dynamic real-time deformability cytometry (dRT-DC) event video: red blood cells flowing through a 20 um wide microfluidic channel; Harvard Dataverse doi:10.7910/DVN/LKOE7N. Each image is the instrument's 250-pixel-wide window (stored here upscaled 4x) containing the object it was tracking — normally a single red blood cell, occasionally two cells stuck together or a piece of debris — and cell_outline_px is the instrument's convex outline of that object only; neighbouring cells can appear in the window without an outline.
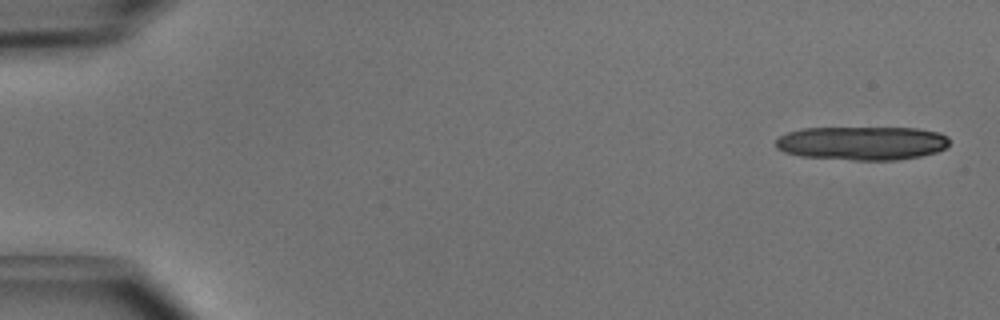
{"species": "common noctule bat (a hibernating species)", "species_latin": "Nyctalus noctula", "temperature_condition": "cold", "stored_images_in_passage": 6, "camera_frame_rate_fps": 3000, "um_per_image_px": 0.085, "animal": {"sex": "male", "body_mass_g": 15.6}, "frame": {"image": 1, "passage_image": 1, "time_ms": 0.0, "image_size_px": [1000, 320], "cell_outline_px": [[948, 144], [944, 148], [936, 152], [920, 156], [896, 160], [852, 160], [800, 156], [784, 152], [776, 148], [776, 140], [780, 136], [788, 132], [804, 128], [916, 128], [940, 132], [948, 136]], "centroid_in_image_um": [73.27, 12.17], "position_along_channel_um": 11.7, "area_um2": 34.16}}
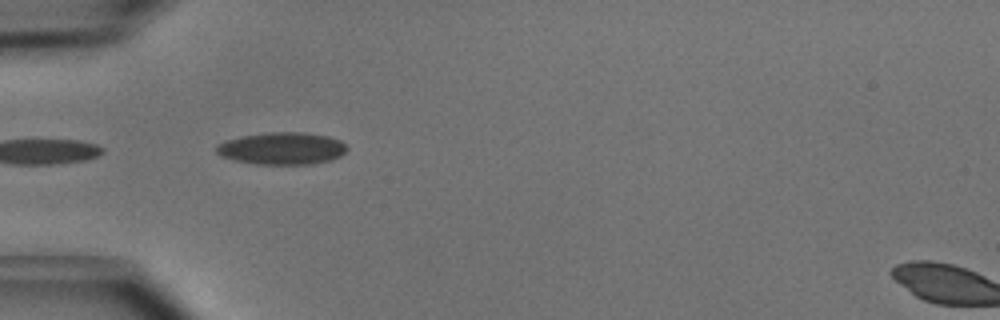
{"frame": {"image": 2, "passage_image": 5, "time_ms": 1.333, "image_size_px": [1000, 320], "cell_outline_px": [[348, 148], [340, 156], [332, 160], [312, 164], [256, 164], [232, 160], [220, 156], [216, 152], [216, 144], [228, 140], [244, 136], [272, 132], [300, 132], [328, 136], [340, 140]], "centroid_in_image_um": [23.97, 12.63], "position_along_channel_um": 61.0, "area_um2": 24.45}}